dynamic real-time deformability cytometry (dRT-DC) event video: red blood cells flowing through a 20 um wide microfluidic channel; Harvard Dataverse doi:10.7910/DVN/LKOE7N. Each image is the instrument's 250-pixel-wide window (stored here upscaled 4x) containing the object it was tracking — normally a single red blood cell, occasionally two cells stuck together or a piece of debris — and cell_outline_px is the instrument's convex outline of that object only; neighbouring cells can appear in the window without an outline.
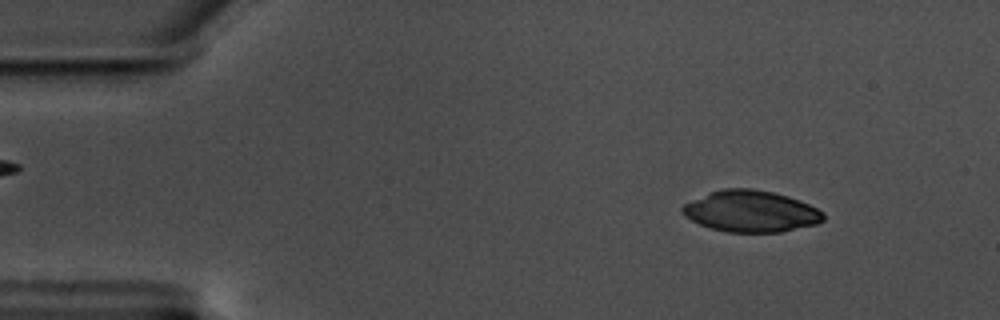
{"species": "common noctule bat (a hibernating species)", "species_latin": "Nyctalus noctula", "temperature_condition": "warm", "stored_images_in_passage": 57, "camera_frame_rate_fps": 3000, "um_per_image_px": 0.085, "animal": {"sex": "male", "body_mass_g": 17.5, "forearm_length_mm": 52.3}, "frame": {"image": 1, "passage_image": 6, "time_ms": 1.667, "image_size_px": [1000, 320], "cell_outline_px": [[824, 220], [816, 224], [780, 232], [724, 232], [700, 224], [684, 216], [680, 212], [680, 208], [684, 204], [692, 200], [712, 192], [724, 188], [752, 188], [772, 192], [788, 196], [808, 204], [824, 212]], "centroid_in_image_um": [63.81, 17.96], "position_along_channel_um": 21.2, "area_um2": 33.87}}